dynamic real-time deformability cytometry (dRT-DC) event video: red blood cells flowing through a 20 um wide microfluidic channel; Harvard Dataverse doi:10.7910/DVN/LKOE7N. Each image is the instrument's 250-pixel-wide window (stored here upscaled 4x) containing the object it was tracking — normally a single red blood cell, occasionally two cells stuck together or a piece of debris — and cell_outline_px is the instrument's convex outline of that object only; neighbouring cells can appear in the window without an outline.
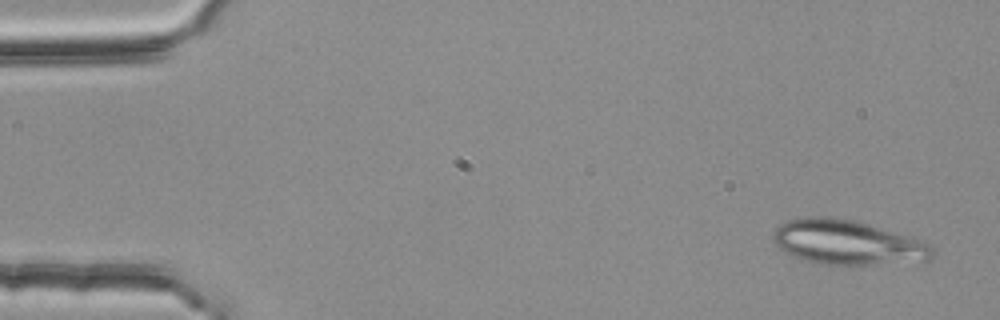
{"species": "common noctule bat (a hibernating species)", "species_latin": "Nyctalus noctula", "temperature_condition": "room temperature", "stored_images_in_passage": 4, "camera_frame_rate_fps": 3000, "um_per_image_px": 0.085, "animal": {"sex": "female", "body_mass_g": 25.1}, "frame": {"image": 1, "passage_image": 1, "time_ms": 0.0, "image_size_px": [1000, 320], "cell_outline_px": [[936, 252], [928, 260], [864, 264], [824, 264], [804, 260], [792, 256], [784, 252], [776, 244], [772, 236], [772, 232], [780, 224], [788, 220], [804, 216], [828, 216], [856, 220], [912, 236], [928, 244]], "centroid_in_image_um": [71.99, 20.57], "position_along_channel_um": 13.0, "area_um2": 41.33}}